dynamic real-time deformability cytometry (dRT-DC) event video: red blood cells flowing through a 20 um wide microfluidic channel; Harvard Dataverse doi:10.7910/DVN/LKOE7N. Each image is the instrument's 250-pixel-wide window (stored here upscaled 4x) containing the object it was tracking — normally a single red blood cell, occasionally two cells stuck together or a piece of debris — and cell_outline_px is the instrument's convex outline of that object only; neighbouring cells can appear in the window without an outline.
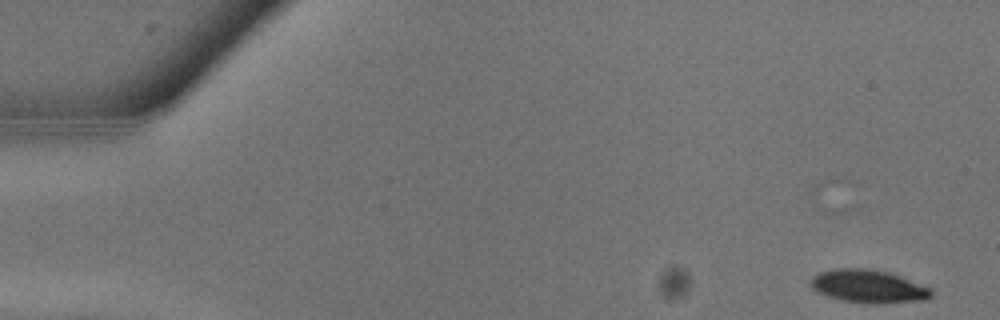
{"species": "common noctule bat (a hibernating species)", "species_latin": "Nyctalus noctula", "temperature_condition": "warm", "stored_images_in_passage": 9, "camera_frame_rate_fps": 3000, "um_per_image_px": 0.085, "animal": {"sex": "male", "body_mass_g": 13.3}, "frame": {"image": 1, "passage_image": 1, "time_ms": 0.0, "image_size_px": [1000, 320], "cell_outline_px": [[932, 296], [924, 300], [876, 304], [868, 304], [840, 300], [816, 292], [808, 284], [812, 276], [820, 272], [836, 268], [868, 268], [888, 272], [900, 276], [932, 288]], "centroid_in_image_um": [73.79, 24.34], "position_along_channel_um": 11.2, "area_um2": 23.52}}
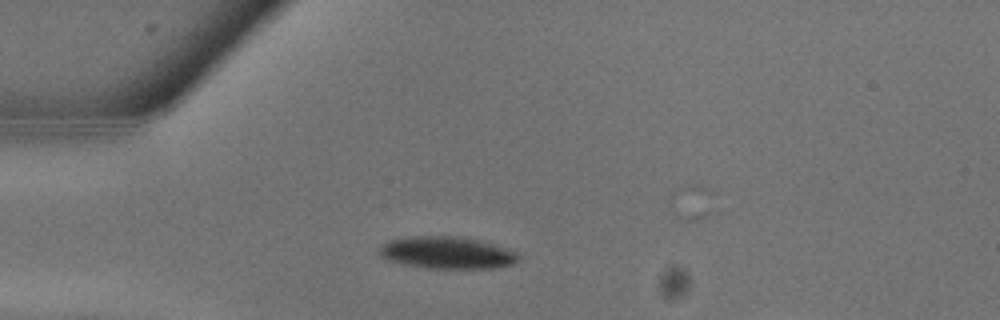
{"frame": {"image": 2, "passage_image": 7, "time_ms": 2.0, "image_size_px": [1000, 320], "cell_outline_px": [[520, 260], [516, 264], [496, 268], [428, 268], [404, 264], [388, 260], [380, 256], [380, 244], [388, 240], [412, 236], [452, 236], [476, 240], [508, 248], [516, 252], [520, 256]], "centroid_in_image_um": [38.01, 21.49], "position_along_channel_um": 47.0, "area_um2": 26.07}}